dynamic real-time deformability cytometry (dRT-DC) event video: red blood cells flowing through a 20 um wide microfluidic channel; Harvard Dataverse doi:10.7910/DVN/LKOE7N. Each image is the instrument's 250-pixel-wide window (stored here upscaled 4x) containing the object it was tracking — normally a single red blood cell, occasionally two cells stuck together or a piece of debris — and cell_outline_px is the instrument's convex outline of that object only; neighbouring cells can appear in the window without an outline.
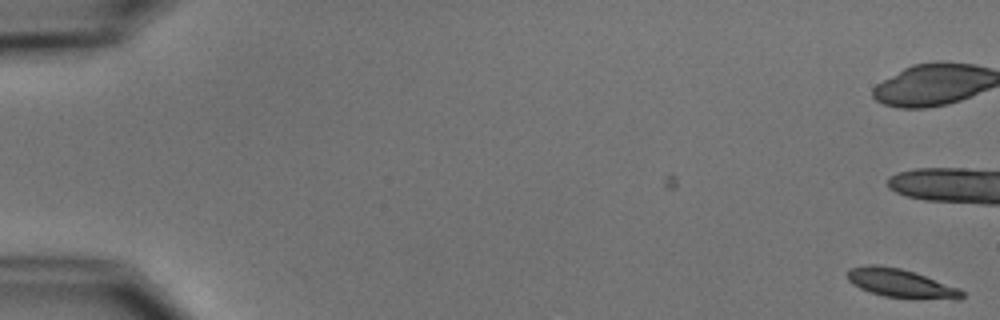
{"species": "common noctule bat (a hibernating species)", "species_latin": "Nyctalus noctula", "temperature_condition": "cold", "stored_images_in_passage": 8, "camera_frame_rate_fps": 3000, "um_per_image_px": 0.085, "animal": {"sex": "male", "body_mass_g": 15.6}, "frame": {"image": 1, "passage_image": 1, "time_ms": 0.0, "image_size_px": [1000, 320], "cell_outline_px": [[964, 296], [960, 300], [956, 300], [884, 296], [860, 288], [852, 284], [848, 280], [848, 268], [868, 264], [876, 264], [900, 268], [960, 288], [964, 292]], "centroid_in_image_um": [76.57, 24.07], "position_along_channel_um": 8.4, "area_um2": 18.9}}